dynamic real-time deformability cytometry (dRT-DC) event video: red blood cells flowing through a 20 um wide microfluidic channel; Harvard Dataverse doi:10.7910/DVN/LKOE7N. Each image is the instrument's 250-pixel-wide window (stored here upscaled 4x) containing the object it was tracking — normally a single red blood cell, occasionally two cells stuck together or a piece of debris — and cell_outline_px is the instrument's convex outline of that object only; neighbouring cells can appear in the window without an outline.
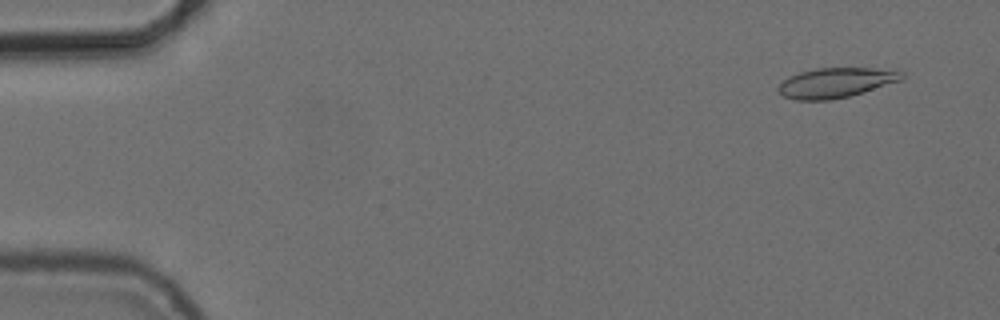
{"species": "common noctule bat (a hibernating species)", "species_latin": "Nyctalus noctula", "temperature_condition": "cold", "stored_images_in_passage": 53, "camera_frame_rate_fps": 3000, "um_per_image_px": 0.085, "animal": {"sex": "female", "body_mass_g": 24.6, "forearm_length_mm": 56.2}, "frame": {"image": 1, "passage_image": 2, "time_ms": 0.333, "image_size_px": [1000, 320], "cell_outline_px": [[904, 76], [900, 80], [864, 92], [832, 100], [796, 100], [784, 96], [776, 88], [788, 76], [800, 72], [816, 68], [872, 68], [904, 72]], "centroid_in_image_um": [71.01, 7.03], "position_along_channel_um": 14.0, "area_um2": 21.33}}
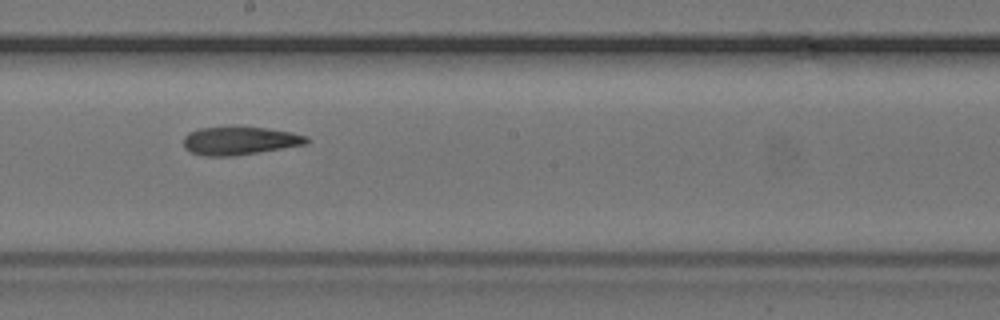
{"frame": {"image": 2, "passage_image": 29, "time_ms": 9.333, "image_size_px": [1000, 320], "cell_outline_px": [[308, 144], [232, 156], [204, 156], [192, 152], [184, 148], [184, 136], [188, 132], [200, 128], [268, 128], [292, 132], [308, 136]], "centroid_in_image_um": [20.38, 11.97], "position_along_channel_um": 227.8, "area_um2": 19.88}}
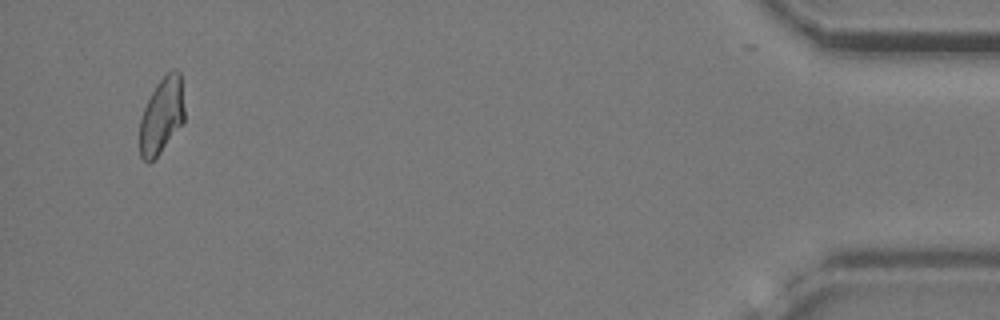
{"frame": {"image": 3, "passage_image": 51, "time_ms": 16.667, "image_size_px": [1000, 320], "cell_outline_px": [[184, 124], [160, 152], [148, 164], [140, 156], [140, 120], [144, 108], [156, 84], [172, 68], [176, 68], [180, 72], [184, 108]], "centroid_in_image_um": [13.76, 9.83], "position_along_channel_um": 421.4, "area_um2": 19.88}, "authors_computed_cell_mechanics": {"area_um2": 21.0392, "velocity_mm_per_s": 3.7331, "shape_relaxation_time_tau1_ms": null, "shape_relaxation_time_tau2_ms": 4.1482, "deformation_change_tau1": null, "deformation_change_tau2": 0.1172}}